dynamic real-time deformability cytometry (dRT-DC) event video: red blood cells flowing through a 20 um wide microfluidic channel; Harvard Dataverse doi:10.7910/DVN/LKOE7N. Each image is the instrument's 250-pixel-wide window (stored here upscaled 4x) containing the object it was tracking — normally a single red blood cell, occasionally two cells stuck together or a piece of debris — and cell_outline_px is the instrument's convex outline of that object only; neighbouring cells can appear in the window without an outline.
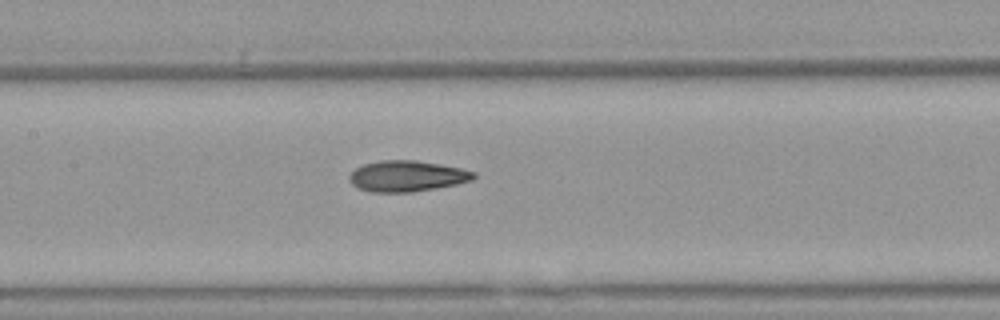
{"species": "Egyptian fruit bat (a non-hibernating species)", "species_latin": "Rousettus aegyptiacus", "temperature_condition": "warm", "stored_images_in_passage": 10, "segment_of_instrument_passage": [1, 2], "camera_frame_rate_fps": 3000, "um_per_image_px": 0.085, "animal": {"sex": "female"}, "frame": {"image": 1, "passage_image": 9, "time_ms": 2.667, "image_size_px": [1000, 320], "cell_outline_px": [[476, 176], [472, 180], [456, 184], [436, 188], [412, 192], [368, 192], [352, 184], [348, 180], [348, 176], [356, 168], [364, 164], [380, 160], [416, 160], [460, 168], [476, 172]], "centroid_in_image_um": [34.58, 14.97], "position_along_channel_um": 172.8, "area_um2": 22.37}}